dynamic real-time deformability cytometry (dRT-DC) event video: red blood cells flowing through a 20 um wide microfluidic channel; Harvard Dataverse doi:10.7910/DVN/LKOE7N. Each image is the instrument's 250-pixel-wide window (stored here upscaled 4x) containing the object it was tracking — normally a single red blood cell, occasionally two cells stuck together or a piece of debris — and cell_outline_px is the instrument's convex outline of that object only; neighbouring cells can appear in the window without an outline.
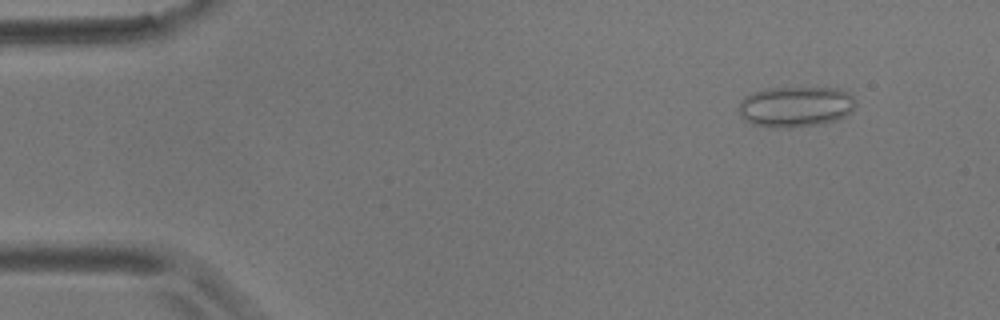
{"species": "common noctule bat (a hibernating species)", "species_latin": "Nyctalus noctula", "temperature_condition": "room temperature", "stored_images_in_passage": 5, "camera_frame_rate_fps": 3000, "um_per_image_px": 0.085, "animal": {"sex": "male", "body_mass_g": 17.9}, "frame": {"image": 1, "passage_image": 2, "time_ms": 1.0, "image_size_px": [1000, 320], "cell_outline_px": [[856, 104], [844, 116], [836, 120], [816, 124], [788, 128], [780, 128], [752, 124], [744, 120], [740, 116], [740, 100], [744, 96], [768, 88], [840, 88], [848, 92], [856, 100]], "centroid_in_image_um": [67.62, 9.06], "position_along_channel_um": 17.4, "area_um2": 27.51}}